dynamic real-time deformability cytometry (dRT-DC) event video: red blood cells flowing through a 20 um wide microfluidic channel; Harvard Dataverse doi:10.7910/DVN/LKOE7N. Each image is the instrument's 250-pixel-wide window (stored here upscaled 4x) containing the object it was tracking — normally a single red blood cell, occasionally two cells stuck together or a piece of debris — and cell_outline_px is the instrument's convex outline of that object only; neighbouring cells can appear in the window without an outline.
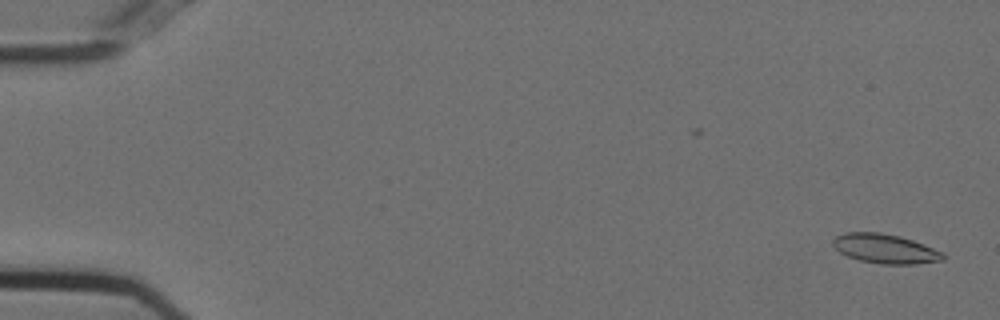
{"species": "Egyptian fruit bat (a non-hibernating species)", "species_latin": "Rousettus aegyptiacus", "temperature_condition": "cold", "stored_images_in_passage": 54, "camera_frame_rate_fps": 3000, "um_per_image_px": 0.085, "animal": {"sex": "female"}, "frame": {"image": 1, "passage_image": 1, "time_ms": 0.0, "image_size_px": [1000, 320], "cell_outline_px": [[944, 260], [916, 264], [880, 264], [860, 260], [848, 256], [840, 252], [832, 244], [832, 240], [836, 236], [844, 232], [880, 232], [900, 236], [912, 240], [944, 252]], "centroid_in_image_um": [75.24, 21.13], "position_along_channel_um": 9.8, "area_um2": 18.84}}
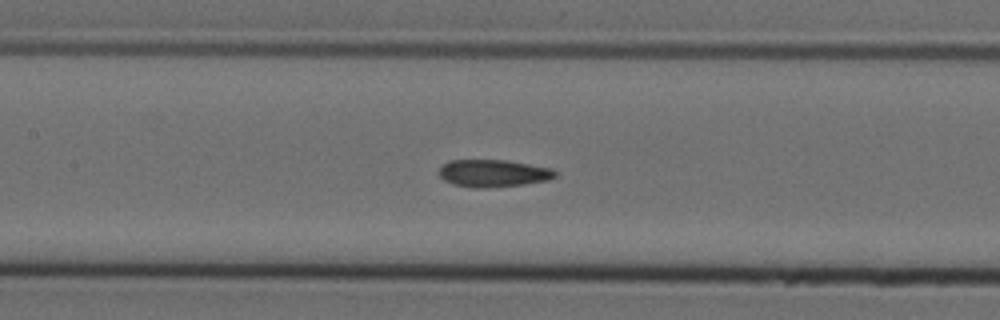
{"frame": {"image": 2, "passage_image": 25, "time_ms": 8.0, "image_size_px": [1000, 320], "cell_outline_px": [[556, 176], [548, 180], [524, 184], [488, 188], [472, 188], [452, 184], [444, 180], [440, 176], [440, 168], [448, 160], [508, 160], [552, 168], [556, 172]], "centroid_in_image_um": [41.93, 14.73], "position_along_channel_um": 165.5, "area_um2": 18.61}}
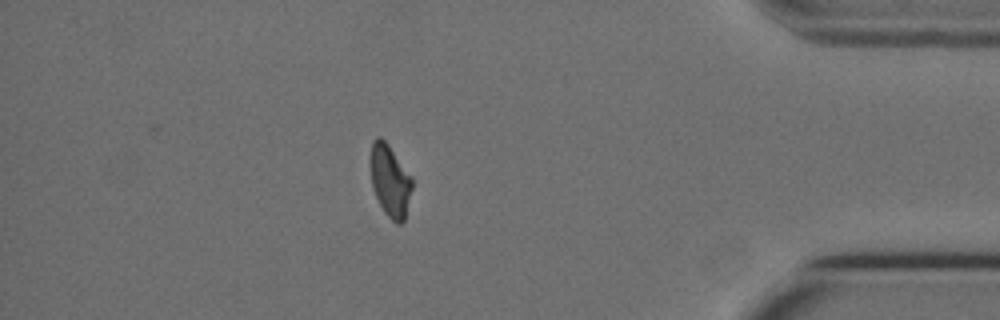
{"frame": {"image": 3, "passage_image": 47, "time_ms": 15.333, "image_size_px": [1000, 320], "cell_outline_px": [[412, 188], [404, 220], [400, 224], [396, 224], [384, 212], [372, 188], [372, 140], [376, 136], [380, 136], [388, 144], [412, 176]], "centroid_in_image_um": [33.18, 15.37], "position_along_channel_um": 402.0, "area_um2": 17.17}, "authors_computed_cell_mechanics": {"area_um2": 18.6116, "velocity_mm_per_s": 3.7389, "shape_relaxation_time_tau1_ms": 10.8739, "shape_relaxation_time_tau2_ms": 3.5132, "deformation_change_tau1": 0.1993, "deformation_change_tau2": 0.1048}}